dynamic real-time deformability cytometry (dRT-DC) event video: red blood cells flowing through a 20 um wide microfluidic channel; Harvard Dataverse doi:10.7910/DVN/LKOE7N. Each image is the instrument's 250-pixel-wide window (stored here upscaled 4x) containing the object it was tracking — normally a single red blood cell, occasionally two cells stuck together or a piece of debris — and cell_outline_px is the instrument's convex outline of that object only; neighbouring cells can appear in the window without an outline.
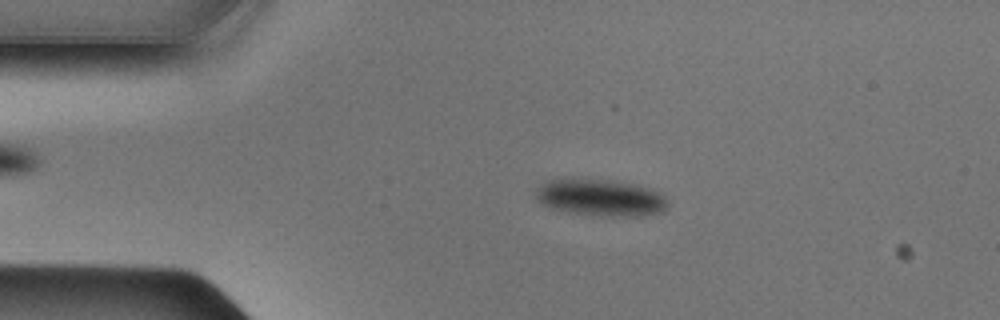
{"species": "Egyptian fruit bat (a non-hibernating species)", "species_latin": "Rousettus aegyptiacus", "temperature_condition": "cold", "stored_images_in_passage": 48, "camera_frame_rate_fps": 3000, "um_per_image_px": 0.085, "animal": {"sex": "male"}, "frame": {"image": 1, "passage_image": 9, "time_ms": 2.667, "image_size_px": [1000, 320], "cell_outline_px": [[668, 204], [664, 212], [644, 216], [600, 216], [572, 212], [552, 208], [536, 200], [536, 188], [548, 180], [596, 180], [628, 184], [648, 188], [660, 192], [664, 196]], "centroid_in_image_um": [51.08, 16.84], "position_along_channel_um": 33.9, "area_um2": 27.63}}
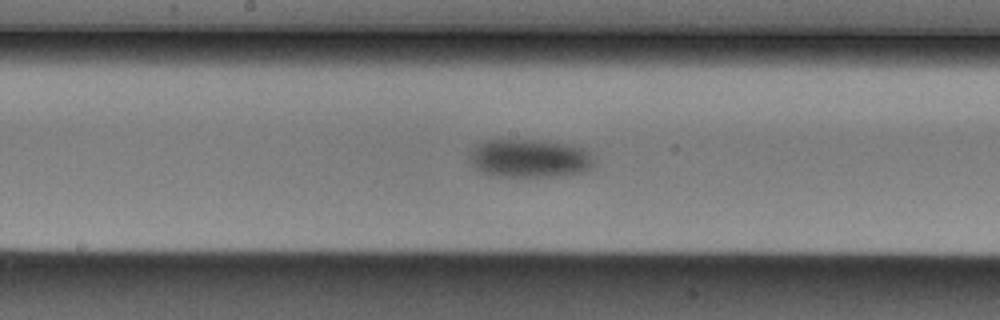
{"frame": {"image": 2, "passage_image": 24, "time_ms": 7.667, "image_size_px": [1000, 320], "cell_outline_px": [[596, 164], [592, 168], [584, 172], [564, 176], [496, 176], [484, 172], [476, 168], [468, 160], [468, 152], [476, 144], [484, 140], [540, 140], [584, 148], [592, 152], [596, 160]], "centroid_in_image_um": [45.05, 13.46], "position_along_channel_um": 203.2, "area_um2": 28.26}}
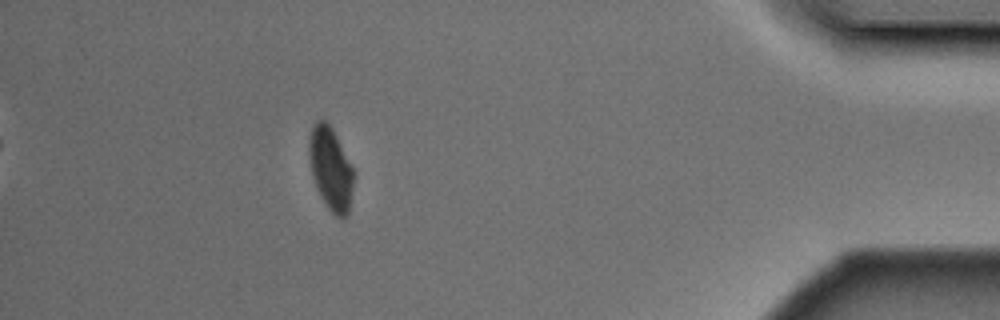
{"frame": {"image": 3, "passage_image": 43, "time_ms": 14.0, "image_size_px": [1000, 320], "cell_outline_px": [[356, 172], [348, 216], [336, 216], [328, 208], [320, 196], [316, 188], [312, 172], [308, 152], [308, 140], [312, 124], [316, 120], [324, 120], [332, 128]], "centroid_in_image_um": [28.12, 14.32], "position_along_channel_um": 407.1, "area_um2": 21.85}}